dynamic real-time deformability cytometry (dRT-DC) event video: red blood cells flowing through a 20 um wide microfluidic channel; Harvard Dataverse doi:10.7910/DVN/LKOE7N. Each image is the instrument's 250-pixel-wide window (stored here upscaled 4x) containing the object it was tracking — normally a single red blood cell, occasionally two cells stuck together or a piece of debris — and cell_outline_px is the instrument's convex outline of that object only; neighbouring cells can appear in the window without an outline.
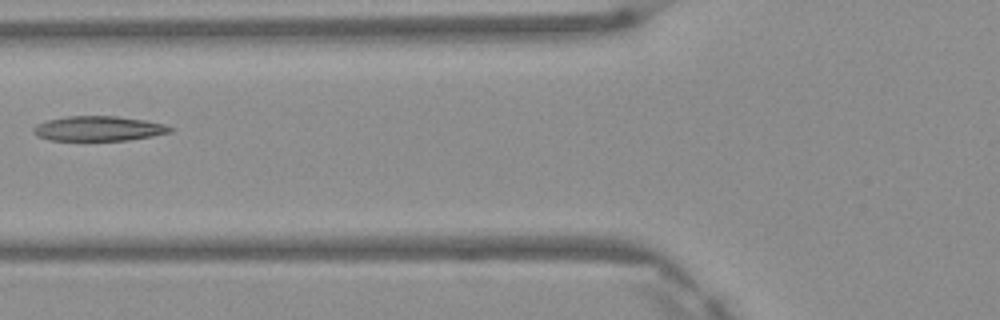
{"species": "Egyptian fruit bat (a non-hibernating species)", "species_latin": "Rousettus aegyptiacus", "temperature_condition": "warm", "stored_images_in_passage": 3, "camera_frame_rate_fps": 3000, "um_per_image_px": 0.085, "frame": {"image": 1, "passage_image": 3, "time_ms": 0.667, "image_size_px": [1000, 320], "cell_outline_px": [[176, 128], [172, 132], [152, 136], [128, 140], [48, 140], [36, 136], [32, 132], [32, 128], [36, 124], [48, 120], [68, 116], [116, 116], [144, 120], [164, 124]], "centroid_in_image_um": [8.37, 10.93], "position_along_channel_um": 117.4, "area_um2": 19.88}}